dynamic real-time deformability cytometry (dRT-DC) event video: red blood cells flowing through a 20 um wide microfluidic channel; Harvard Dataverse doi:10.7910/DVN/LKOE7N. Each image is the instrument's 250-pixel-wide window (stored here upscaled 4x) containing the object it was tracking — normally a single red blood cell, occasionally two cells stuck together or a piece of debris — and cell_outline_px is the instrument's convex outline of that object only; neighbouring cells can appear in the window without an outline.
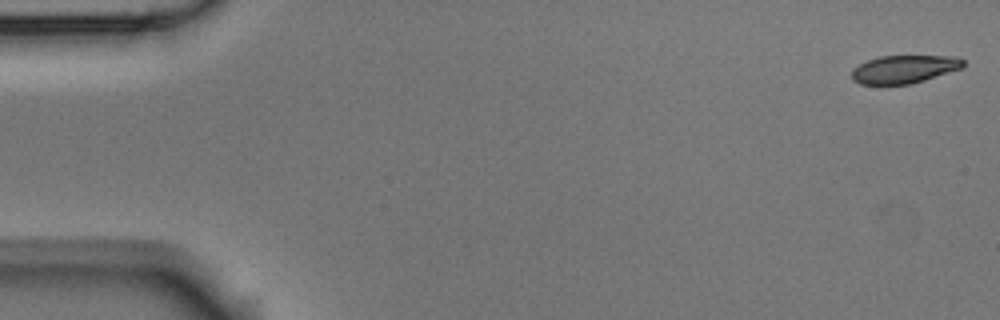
{"species": "Egyptian fruit bat (a non-hibernating species)", "species_latin": "Rousettus aegyptiacus", "temperature_condition": "room temperature", "stored_images_in_passage": 6, "segment_of_instrument_passage": [2, 2], "camera_frame_rate_fps": 3000, "um_per_image_px": 0.085, "animal": {"sex": "male"}, "frame": {"image": 1, "passage_image": 6, "time_ms": 6.667, "image_size_px": [1000, 320], "cell_outline_px": [[964, 68], [924, 80], [908, 84], [860, 84], [852, 80], [852, 68], [868, 60], [880, 56], [956, 56], [964, 60]], "centroid_in_image_um": [76.87, 5.87], "position_along_channel_um": 8.1, "area_um2": 18.21}}